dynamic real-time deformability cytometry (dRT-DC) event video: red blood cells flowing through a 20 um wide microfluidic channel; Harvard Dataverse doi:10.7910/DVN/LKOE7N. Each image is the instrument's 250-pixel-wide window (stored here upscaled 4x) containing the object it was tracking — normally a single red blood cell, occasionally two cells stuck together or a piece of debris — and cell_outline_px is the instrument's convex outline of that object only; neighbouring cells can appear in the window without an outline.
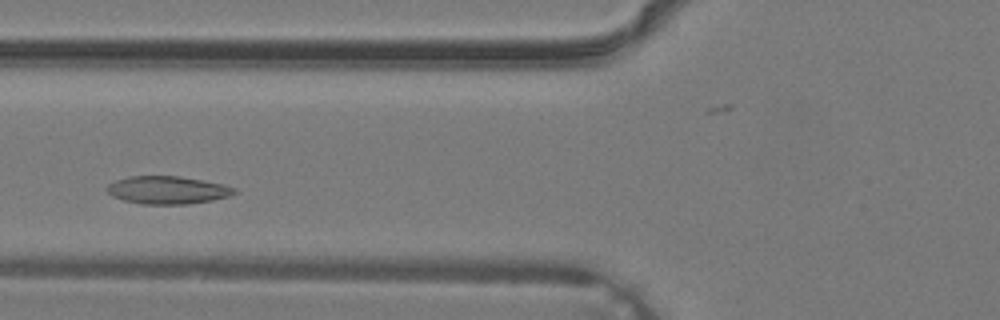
{"species": "common noctule bat (a hibernating species)", "species_latin": "Nyctalus noctula", "temperature_condition": "warm", "stored_images_in_passage": 30, "camera_frame_rate_fps": 3000, "um_per_image_px": 0.085, "animal": {"sex": "male", "body_mass_g": 19.2, "forearm_length_mm": 51.8}, "frame": {"image": 1, "passage_image": 6, "time_ms": 1.667, "image_size_px": [1000, 320], "cell_outline_px": [[236, 192], [228, 196], [212, 200], [188, 204], [140, 204], [124, 200], [112, 196], [104, 188], [108, 184], [116, 180], [128, 176], [180, 176], [224, 184], [236, 188]], "centroid_in_image_um": [14.21, 16.15], "position_along_channel_um": 111.6, "area_um2": 20.69}}
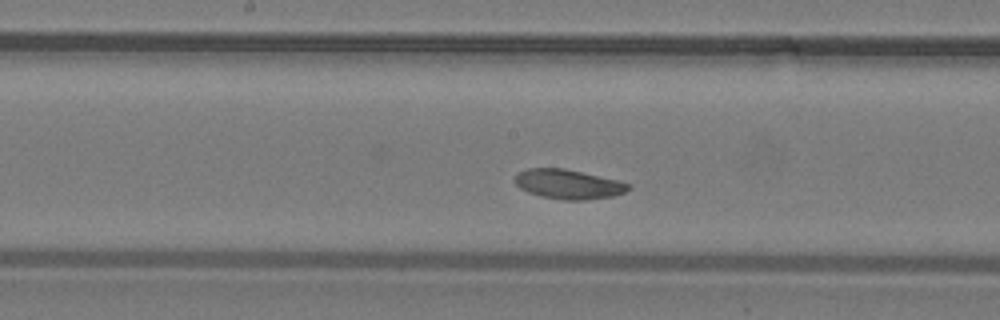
{"frame": {"image": 2, "passage_image": 11, "time_ms": 3.333, "image_size_px": [1000, 320], "cell_outline_px": [[632, 188], [624, 192], [612, 196], [584, 200], [564, 200], [540, 196], [528, 192], [520, 188], [512, 180], [516, 172], [528, 168], [564, 168], [616, 180], [632, 184]], "centroid_in_image_um": [48.26, 15.65], "position_along_channel_um": 199.9, "area_um2": 19.59}}
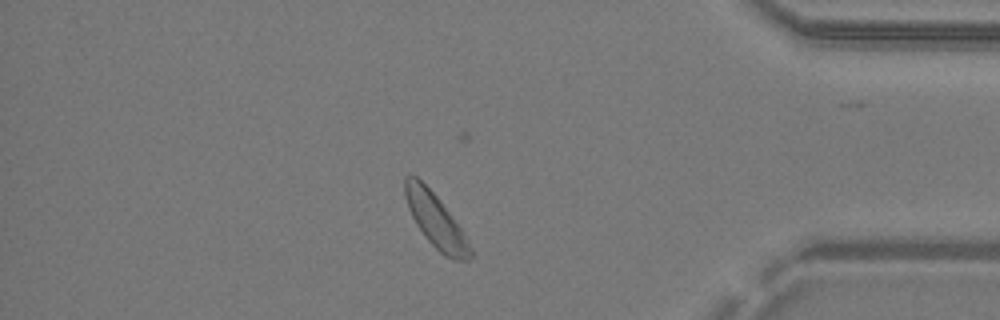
{"frame": {"image": 3, "passage_image": 24, "time_ms": 7.667, "image_size_px": [1000, 320], "cell_outline_px": [[472, 256], [468, 260], [452, 260], [444, 256], [428, 240], [416, 224], [408, 208], [404, 196], [404, 176], [416, 176], [440, 200], [460, 228], [472, 252]], "centroid_in_image_um": [37.0, 18.75], "position_along_channel_um": 398.2, "area_um2": 19.94}}